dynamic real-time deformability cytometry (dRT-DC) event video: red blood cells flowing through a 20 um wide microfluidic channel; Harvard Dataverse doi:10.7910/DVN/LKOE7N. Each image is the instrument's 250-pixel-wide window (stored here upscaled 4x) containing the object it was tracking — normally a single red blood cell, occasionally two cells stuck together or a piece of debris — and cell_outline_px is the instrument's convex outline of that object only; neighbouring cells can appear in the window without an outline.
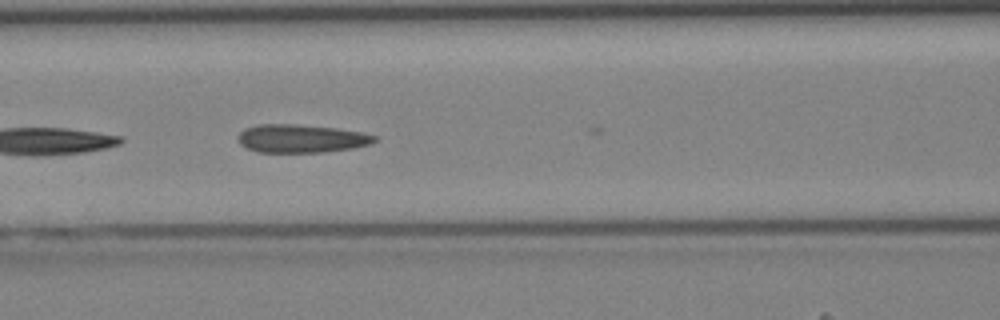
{"species": "Egyptian fruit bat (a non-hibernating species)", "species_latin": "Rousettus aegyptiacus", "temperature_condition": "cold", "stored_images_in_passage": 14, "camera_frame_rate_fps": 3000, "um_per_image_px": 0.085, "animal": {"sex": "female"}, "frame": {"image": 1, "passage_image": 6, "time_ms": 1.667, "image_size_px": [1000, 320], "cell_outline_px": [[380, 140], [372, 144], [352, 148], [324, 152], [260, 152], [248, 148], [240, 144], [236, 136], [244, 128], [256, 124], [296, 124], [336, 128], [360, 132], [376, 136]], "centroid_in_image_um": [25.61, 11.77], "position_along_channel_um": 141.0, "area_um2": 22.6}}
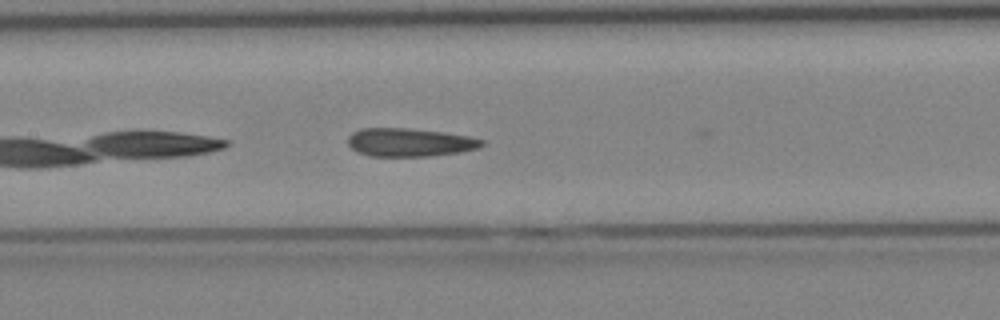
{"frame": {"image": 2, "passage_image": 8, "time_ms": 2.333, "image_size_px": [1000, 320], "cell_outline_px": [[484, 144], [476, 148], [460, 152], [428, 156], [372, 156], [356, 152], [348, 144], [348, 136], [352, 132], [360, 128], [408, 128], [444, 132], [468, 136], [484, 140]], "centroid_in_image_um": [34.78, 12.09], "position_along_channel_um": 172.6, "area_um2": 22.08}}